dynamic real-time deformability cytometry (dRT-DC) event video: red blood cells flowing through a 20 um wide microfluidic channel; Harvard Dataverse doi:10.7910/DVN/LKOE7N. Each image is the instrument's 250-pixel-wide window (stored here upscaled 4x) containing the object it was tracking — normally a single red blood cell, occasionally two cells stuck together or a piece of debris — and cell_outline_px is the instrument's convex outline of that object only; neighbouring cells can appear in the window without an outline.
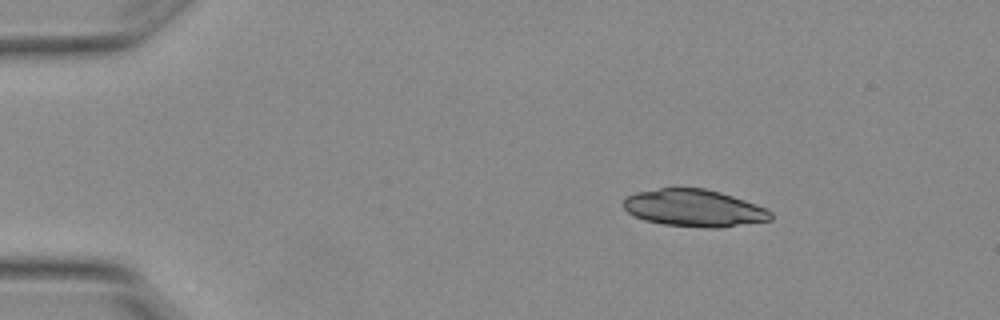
{"species": "Egyptian fruit bat (a non-hibernating species)", "species_latin": "Rousettus aegyptiacus", "temperature_condition": "warm", "stored_images_in_passage": 3, "camera_frame_rate_fps": 3000, "um_per_image_px": 0.085, "animal": {"sex": "female"}, "frame": {"image": 1, "passage_image": 1, "time_ms": 0.0, "image_size_px": [1000, 320], "cell_outline_px": [[772, 220], [720, 228], [704, 228], [664, 224], [644, 220], [628, 212], [620, 204], [628, 196], [636, 192], [660, 188], [704, 188], [720, 192], [756, 204], [772, 212]], "centroid_in_image_um": [58.99, 17.69], "position_along_channel_um": 26.0, "area_um2": 31.91}}